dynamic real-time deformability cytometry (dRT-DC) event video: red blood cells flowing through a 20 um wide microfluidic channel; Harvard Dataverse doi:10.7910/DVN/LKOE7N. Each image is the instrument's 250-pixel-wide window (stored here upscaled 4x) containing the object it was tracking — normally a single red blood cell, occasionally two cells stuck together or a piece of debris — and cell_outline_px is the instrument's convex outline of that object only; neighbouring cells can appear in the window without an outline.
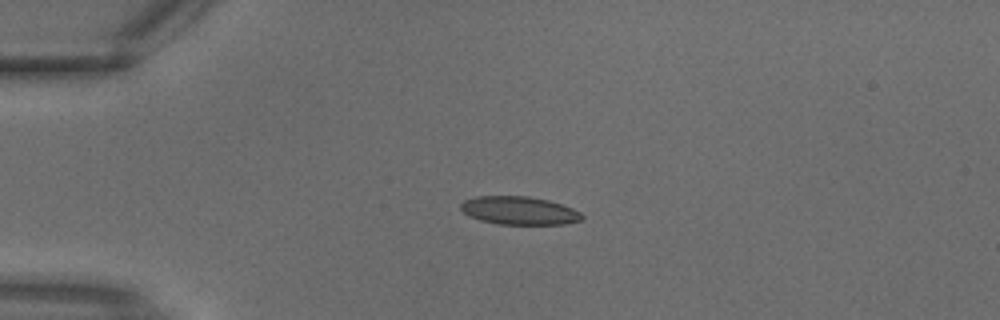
{"species": "common noctule bat (a hibernating species)", "species_latin": "Nyctalus noctula", "temperature_condition": "warm", "stored_images_in_passage": 4, "camera_frame_rate_fps": 3000, "um_per_image_px": 0.085, "animal": {"sex": "male", "body_mass_g": 18.8}, "frame": {"image": 1, "passage_image": 3, "time_ms": 0.667, "image_size_px": [1000, 320], "cell_outline_px": [[584, 220], [564, 224], [496, 224], [480, 220], [464, 212], [460, 208], [460, 204], [464, 200], [476, 196], [528, 196], [548, 200], [572, 208], [580, 212], [584, 216]], "centroid_in_image_um": [44.15, 17.9], "position_along_channel_um": 40.9, "area_um2": 19.88}}
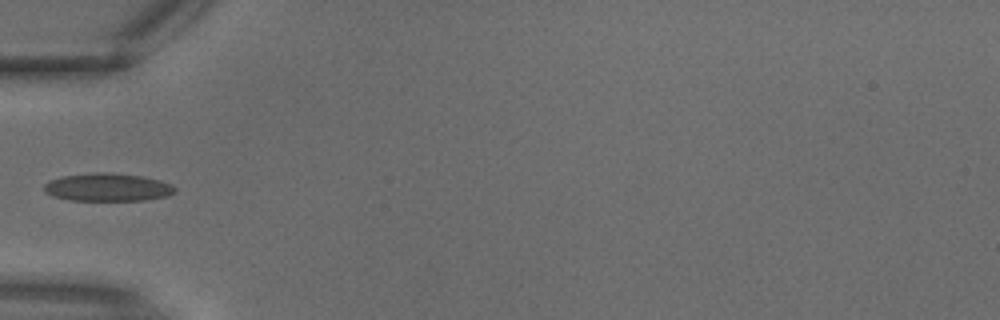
{"frame": {"image": 2, "passage_image": 4, "time_ms": 1.0, "image_size_px": [1000, 320], "cell_outline_px": [[176, 192], [168, 196], [144, 200], [68, 200], [52, 196], [44, 192], [44, 184], [48, 180], [64, 176], [92, 172], [108, 172], [140, 176], [160, 180], [172, 184], [176, 188]], "centroid_in_image_um": [9.14, 15.91], "position_along_channel_um": 75.9, "area_um2": 21.44}}